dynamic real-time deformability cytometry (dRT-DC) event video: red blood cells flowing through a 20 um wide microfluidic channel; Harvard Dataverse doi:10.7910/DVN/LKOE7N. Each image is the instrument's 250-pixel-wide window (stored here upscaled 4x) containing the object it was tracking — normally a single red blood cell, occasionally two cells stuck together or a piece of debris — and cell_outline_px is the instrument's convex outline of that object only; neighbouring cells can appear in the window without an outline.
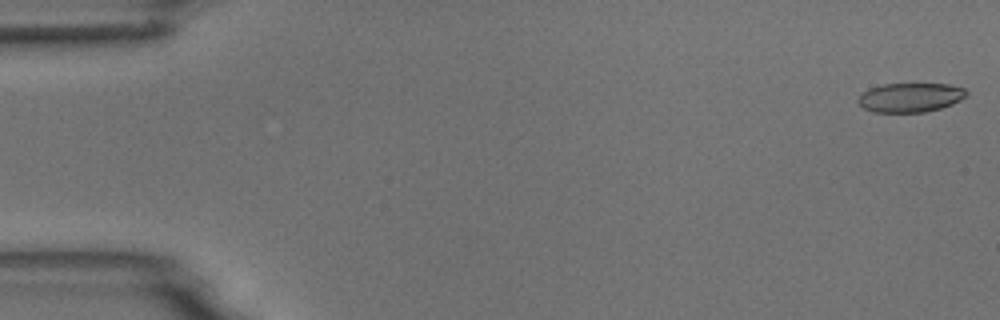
{"species": "common noctule bat (a hibernating species)", "species_latin": "Nyctalus noctula", "temperature_condition": "room temperature", "stored_images_in_passage": 55, "camera_frame_rate_fps": 3000, "um_per_image_px": 0.085, "animal": {"sex": "male", "body_mass_g": 18.8}, "frame": {"image": 1, "passage_image": 1, "time_ms": 0.0, "image_size_px": [1000, 320], "cell_outline_px": [[968, 92], [960, 100], [952, 104], [940, 108], [924, 112], [872, 112], [864, 108], [856, 100], [868, 88], [884, 84], [948, 84], [964, 88]], "centroid_in_image_um": [77.36, 8.28], "position_along_channel_um": 7.6, "area_um2": 18.32}}
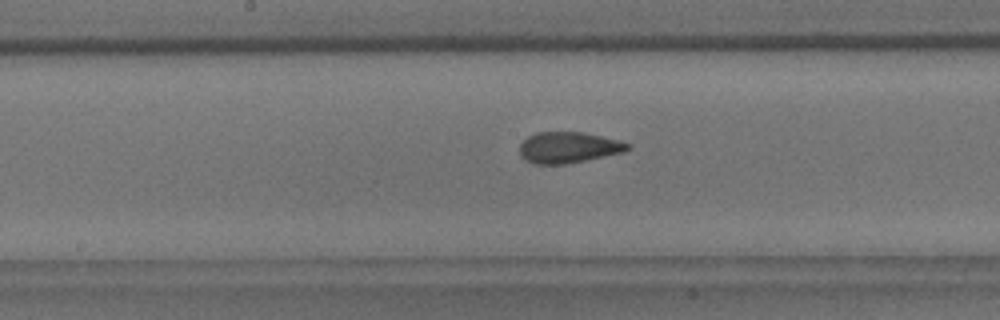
{"frame": {"image": 2, "passage_image": 28, "time_ms": 9.0, "image_size_px": [1000, 320], "cell_outline_px": [[632, 148], [624, 152], [564, 164], [532, 164], [524, 160], [520, 156], [520, 144], [528, 136], [536, 132], [584, 132], [632, 144]], "centroid_in_image_um": [48.29, 12.54], "position_along_channel_um": 199.9, "area_um2": 19.54}}
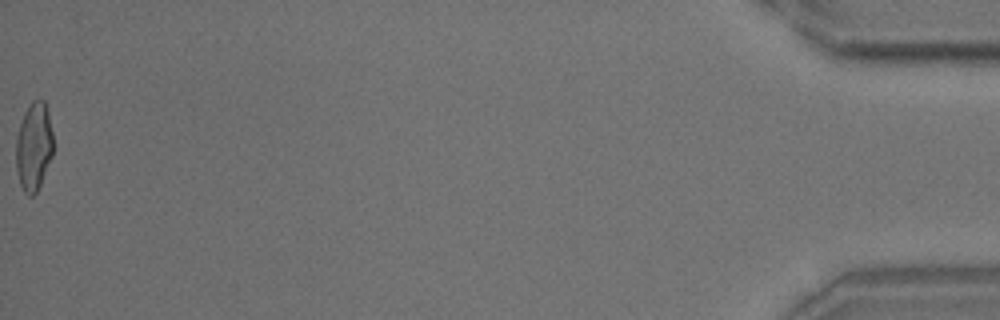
{"frame": {"image": 3, "passage_image": 55, "time_ms": 18.0, "image_size_px": [1000, 320], "cell_outline_px": [[52, 156], [40, 184], [36, 192], [32, 196], [28, 196], [24, 192], [20, 184], [16, 168], [16, 136], [24, 112], [32, 100], [44, 100], [48, 112], [52, 132]], "centroid_in_image_um": [2.86, 12.45], "position_along_channel_um": 432.3, "area_um2": 19.02}, "authors_computed_cell_mechanics": {"area_um2": 19.652, "velocity_mm_per_s": 3.6915, "shape_relaxation_time_tau1_ms": 8.9294, "shape_relaxation_time_tau2_ms": 1.4385, "deformation_change_tau1": 0.2057, "deformation_change_tau2": 0.0797}}